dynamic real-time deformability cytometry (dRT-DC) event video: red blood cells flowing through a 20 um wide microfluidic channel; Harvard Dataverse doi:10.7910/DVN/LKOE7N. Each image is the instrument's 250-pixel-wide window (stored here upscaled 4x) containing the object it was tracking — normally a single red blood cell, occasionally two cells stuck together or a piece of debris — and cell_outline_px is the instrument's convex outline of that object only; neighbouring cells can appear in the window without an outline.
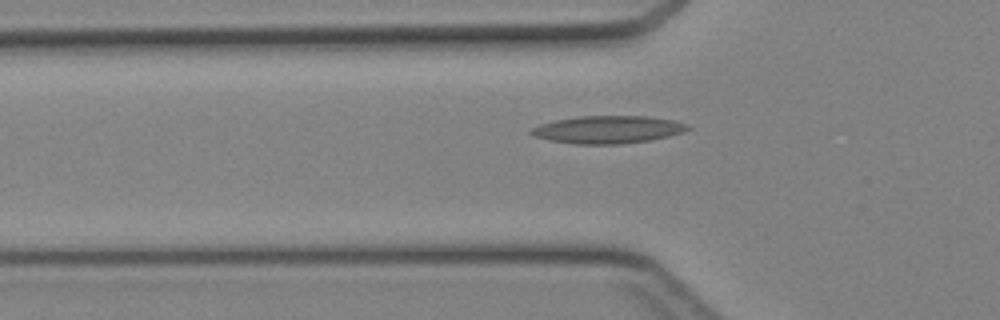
{"species": "Egyptian fruit bat (a non-hibernating species)", "species_latin": "Rousettus aegyptiacus", "temperature_condition": "cold", "stored_images_in_passage": 32, "camera_frame_rate_fps": 3000, "um_per_image_px": 0.085, "animal": {"sex": "female"}, "frame": {"image": 1, "passage_image": 6, "time_ms": 1.667, "image_size_px": [1000, 320], "cell_outline_px": [[692, 128], [684, 132], [652, 140], [620, 144], [572, 144], [548, 140], [532, 136], [528, 132], [532, 128], [540, 124], [556, 120], [580, 116], [648, 116], [672, 120], [688, 124]], "centroid_in_image_um": [51.67, 11.02], "position_along_channel_um": 74.1, "area_um2": 25.37}}
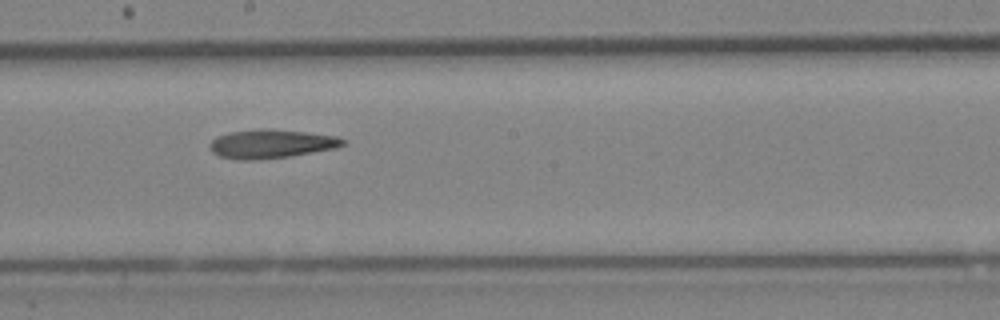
{"frame": {"image": 2, "passage_image": 16, "time_ms": 5.0, "image_size_px": [1000, 320], "cell_outline_px": [[348, 144], [336, 148], [288, 156], [252, 160], [236, 160], [220, 156], [212, 152], [208, 148], [208, 144], [216, 136], [228, 132], [260, 128], [272, 128], [336, 136], [348, 140]], "centroid_in_image_um": [23.03, 12.21], "position_along_channel_um": 225.2, "area_um2": 22.6}}
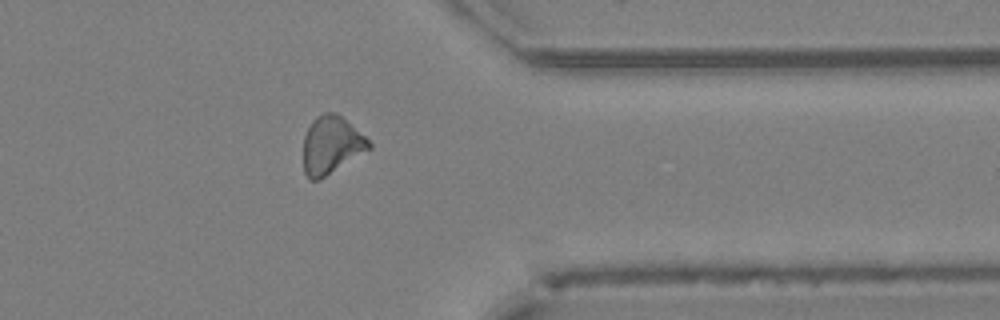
{"frame": {"image": 3, "passage_image": 27, "time_ms": 8.667, "image_size_px": [1000, 320], "cell_outline_px": [[372, 148], [320, 180], [308, 180], [304, 172], [304, 136], [312, 120], [316, 116], [324, 112], [336, 112], [364, 136], [372, 144]], "centroid_in_image_um": [28.15, 12.35], "position_along_channel_um": 383.3, "area_um2": 22.02}}